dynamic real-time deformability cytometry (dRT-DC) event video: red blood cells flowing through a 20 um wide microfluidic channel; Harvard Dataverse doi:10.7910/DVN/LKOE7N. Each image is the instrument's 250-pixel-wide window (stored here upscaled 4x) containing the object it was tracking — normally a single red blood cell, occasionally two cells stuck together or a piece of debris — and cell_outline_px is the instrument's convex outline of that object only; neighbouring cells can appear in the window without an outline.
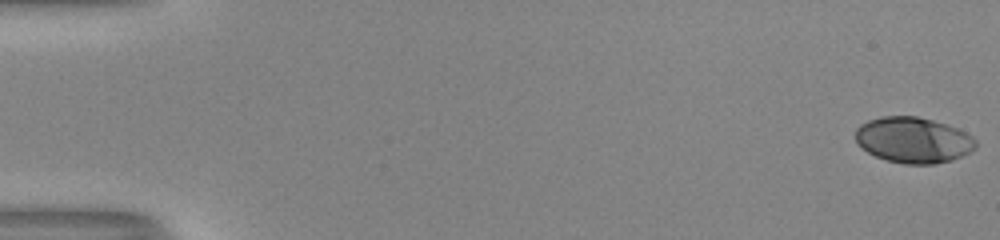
{"species": "human", "species_latin": "Homo sapiens", "temperature_condition": "room temperature", "stored_images_in_passage": 53, "camera_frame_rate_fps": 3000, "um_per_image_px": 0.085, "donor": {"sex": "male"}, "frame": {"image": 1, "passage_image": 1, "time_ms": 0.0, "image_size_px": [1000, 240], "cell_outline_px": [[976, 148], [952, 160], [936, 164], [904, 164], [888, 160], [876, 156], [868, 152], [856, 140], [856, 128], [860, 124], [868, 120], [880, 116], [916, 116], [948, 124], [972, 136], [976, 140]], "centroid_in_image_um": [77.63, 11.89], "position_along_channel_um": 7.4, "area_um2": 31.96}}
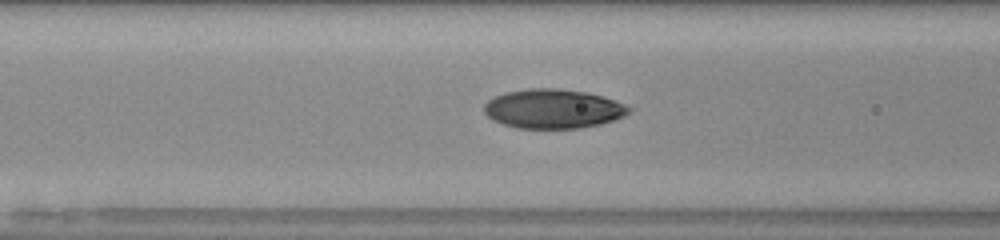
{"frame": {"image": 2, "passage_image": 23, "time_ms": 7.333, "image_size_px": [1000, 240], "cell_outline_px": [[632, 112], [624, 116], [600, 124], [580, 128], [516, 128], [492, 120], [484, 112], [484, 104], [488, 100], [504, 92], [528, 88], [560, 88], [588, 92], [604, 96], [616, 100], [632, 108]], "centroid_in_image_um": [47.03, 9.23], "position_along_channel_um": 119.6, "area_um2": 33.41}}
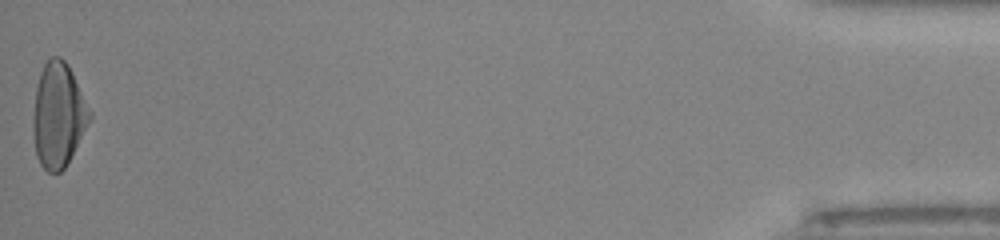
{"frame": {"image": 3, "passage_image": 53, "time_ms": 17.333, "image_size_px": [1000, 240], "cell_outline_px": [[92, 116], [64, 168], [60, 172], [48, 172], [40, 164], [36, 156], [32, 128], [32, 120], [36, 88], [40, 72], [44, 64], [52, 56], [60, 56], [68, 64], [92, 112]], "centroid_in_image_um": [4.94, 9.76], "position_along_channel_um": 430.3, "area_um2": 34.28}, "authors_computed_cell_mechanics": {"area_um2": 32.5992, "velocity_mm_per_s": 4.0762, "shape_relaxation_time_tau1_ms": 5.2647, "shape_relaxation_time_tau2_ms": 1.413, "deformation_change_tau1": 0.2127, "deformation_change_tau2": 0.0536}}